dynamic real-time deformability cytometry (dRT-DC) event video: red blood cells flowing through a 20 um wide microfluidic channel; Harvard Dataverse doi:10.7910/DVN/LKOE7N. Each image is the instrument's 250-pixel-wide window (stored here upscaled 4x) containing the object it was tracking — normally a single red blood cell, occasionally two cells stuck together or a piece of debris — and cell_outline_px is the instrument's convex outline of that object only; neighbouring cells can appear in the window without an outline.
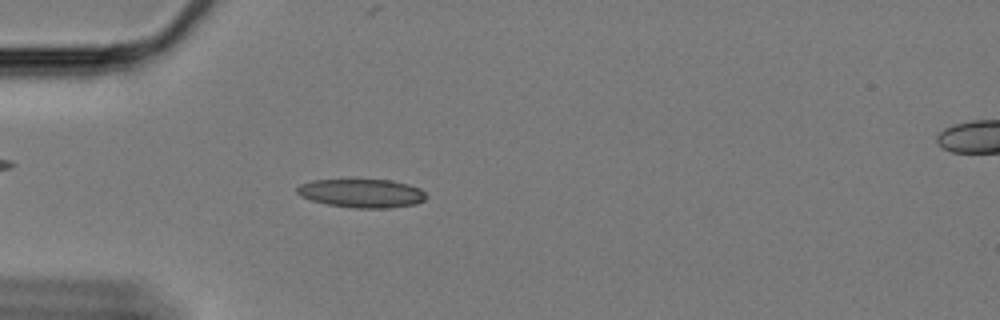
{"species": "Egyptian fruit bat (a non-hibernating species)", "species_latin": "Rousettus aegyptiacus", "temperature_condition": "cold", "stored_images_in_passage": 43, "camera_frame_rate_fps": 3000, "um_per_image_px": 0.085, "animal": {"sex": "female"}, "frame": {"image": 1, "passage_image": 1, "time_ms": 0.0, "image_size_px": [1000, 320], "cell_outline_px": [[428, 196], [424, 200], [416, 204], [388, 208], [352, 208], [328, 204], [312, 200], [300, 196], [296, 192], [296, 188], [300, 184], [312, 180], [392, 180], [408, 184], [420, 188]], "centroid_in_image_um": [30.76, 16.43], "position_along_channel_um": 54.2, "area_um2": 21.56}}
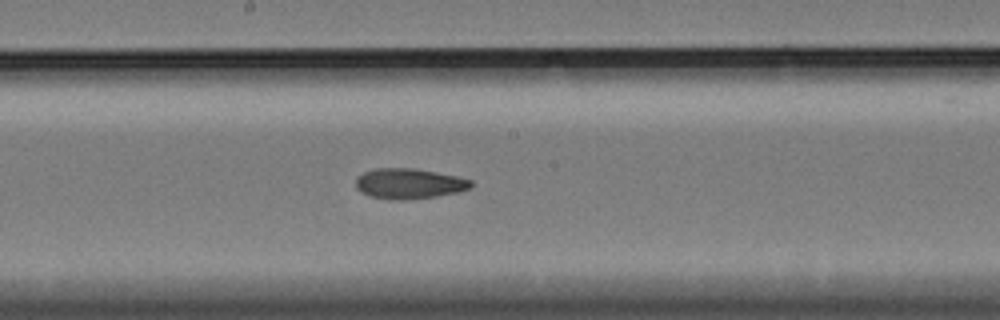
{"frame": {"image": 2, "passage_image": 16, "time_ms": 5.0, "image_size_px": [1000, 320], "cell_outline_px": [[472, 188], [456, 192], [436, 196], [404, 200], [388, 200], [372, 196], [360, 192], [356, 188], [356, 176], [364, 172], [376, 168], [416, 168], [456, 176], [472, 180]], "centroid_in_image_um": [34.75, 15.6], "position_along_channel_um": 213.5, "area_um2": 20.46}}
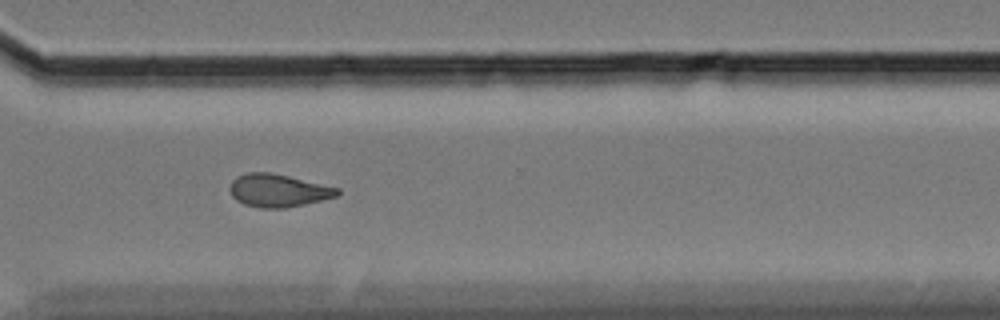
{"frame": {"image": 3, "passage_image": 28, "time_ms": 9.0, "image_size_px": [1000, 320], "cell_outline_px": [[340, 192], [336, 196], [304, 204], [284, 208], [260, 208], [244, 204], [236, 200], [232, 196], [232, 180], [236, 176], [248, 172], [268, 172], [288, 176], [340, 188]], "centroid_in_image_um": [23.64, 16.19], "position_along_channel_um": 347.0, "area_um2": 20.29}, "authors_computed_cell_mechanics": {"area_um2": 20.2878, "velocity_mm_per_s": 3.347, "shape_relaxation_time_tau1_ms": null, "shape_relaxation_time_tau2_ms": 4.8119, "deformation_change_tau1": null, "deformation_change_tau2": 0.1023}}